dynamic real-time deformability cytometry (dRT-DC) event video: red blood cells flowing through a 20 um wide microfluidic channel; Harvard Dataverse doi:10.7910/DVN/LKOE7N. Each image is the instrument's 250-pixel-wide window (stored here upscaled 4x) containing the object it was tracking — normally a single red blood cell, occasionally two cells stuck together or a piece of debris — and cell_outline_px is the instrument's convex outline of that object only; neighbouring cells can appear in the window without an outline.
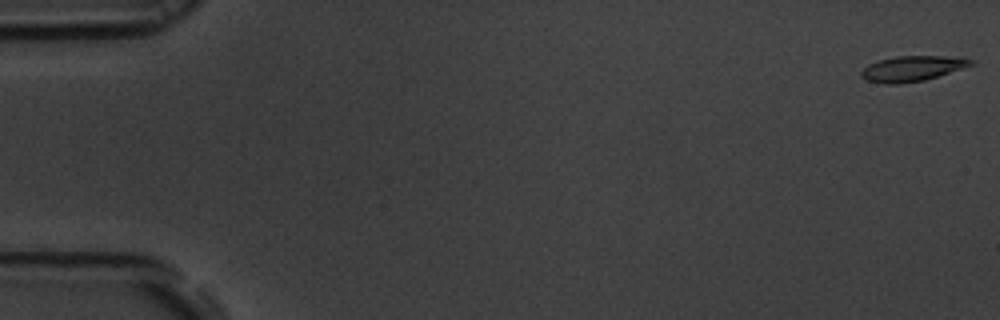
{"species": "common noctule bat (a hibernating species)", "species_latin": "Nyctalus noctula", "temperature_condition": "room temperature", "stored_images_in_passage": 16, "camera_frame_rate_fps": 3000, "um_per_image_px": 0.085, "animal": {"sex": "male", "body_mass_g": 19.5, "forearm_length_mm": 54.6}, "frame": {"image": 1, "passage_image": 1, "time_ms": 0.0, "image_size_px": [1000, 320], "cell_outline_px": [[972, 64], [924, 80], [900, 84], [884, 84], [864, 80], [860, 76], [860, 72], [868, 64], [880, 60], [896, 56], [944, 56], [972, 60]], "centroid_in_image_um": [77.4, 5.84], "position_along_channel_um": 7.6, "area_um2": 15.84}}
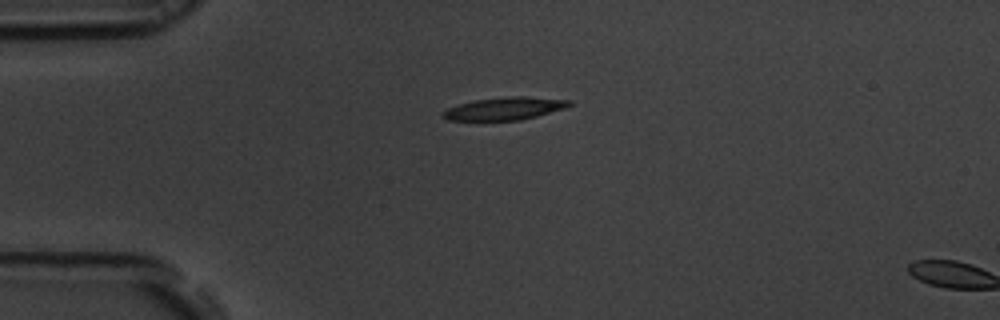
{"frame": {"image": 2, "passage_image": 14, "time_ms": 4.333, "image_size_px": [1000, 320], "cell_outline_px": [[572, 104], [564, 108], [536, 116], [520, 120], [448, 120], [440, 116], [440, 112], [448, 108], [460, 104], [476, 100], [508, 96], [524, 96], [572, 100]], "centroid_in_image_um": [42.87, 9.22], "position_along_channel_um": 42.1, "area_um2": 16.59}}